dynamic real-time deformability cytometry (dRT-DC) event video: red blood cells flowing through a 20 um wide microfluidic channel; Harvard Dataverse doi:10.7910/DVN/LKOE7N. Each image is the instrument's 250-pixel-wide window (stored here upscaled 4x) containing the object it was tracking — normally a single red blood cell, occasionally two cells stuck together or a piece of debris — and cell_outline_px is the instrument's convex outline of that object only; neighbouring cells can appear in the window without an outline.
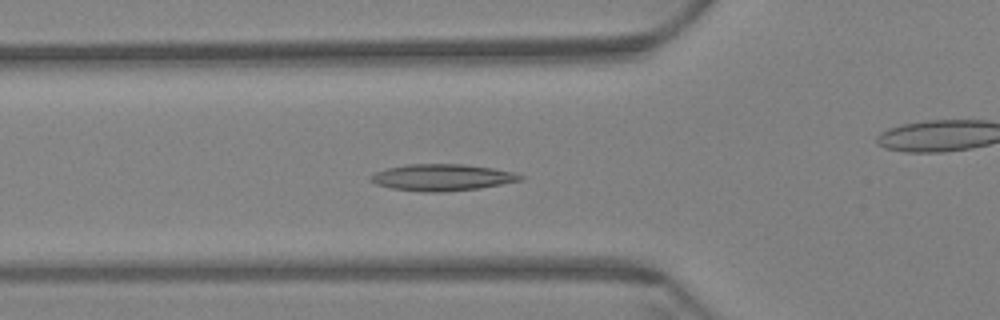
{"species": "Egyptian fruit bat (a non-hibernating species)", "species_latin": "Rousettus aegyptiacus", "temperature_condition": "warm", "stored_images_in_passage": 61, "camera_frame_rate_fps": 3000, "um_per_image_px": 0.085, "animal": {"sex": "female"}, "frame": {"image": 1, "passage_image": 21, "time_ms": 6.667, "image_size_px": [1000, 320], "cell_outline_px": [[524, 180], [480, 188], [444, 192], [424, 192], [392, 188], [376, 184], [368, 180], [368, 176], [376, 172], [388, 168], [408, 164], [464, 164], [492, 168], [512, 172], [524, 176]], "centroid_in_image_um": [37.57, 15.08], "position_along_channel_um": 88.2, "area_um2": 23.24}}
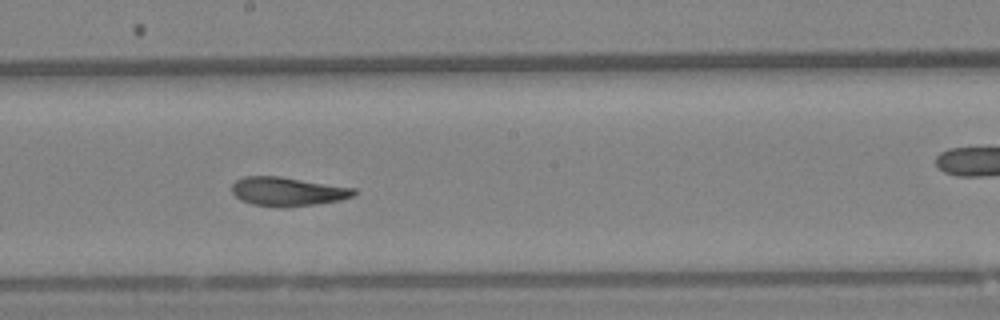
{"frame": {"image": 2, "passage_image": 33, "time_ms": 10.667, "image_size_px": [1000, 320], "cell_outline_px": [[356, 196], [340, 200], [284, 208], [252, 204], [240, 200], [232, 192], [232, 184], [236, 180], [244, 176], [280, 176], [356, 188]], "centroid_in_image_um": [24.45, 16.27], "position_along_channel_um": 223.7, "area_um2": 20.63}}
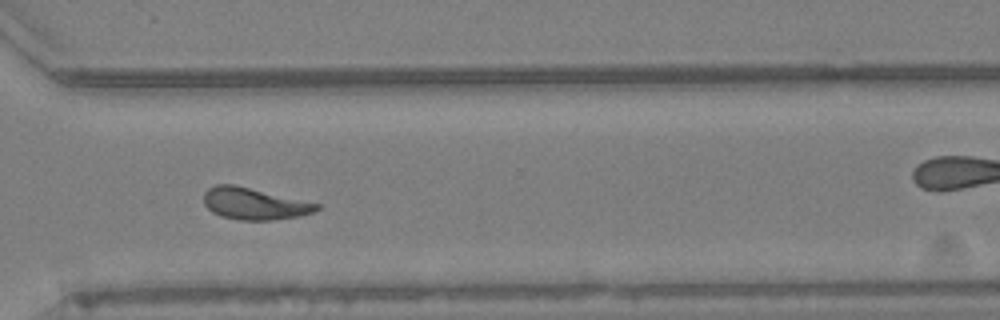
{"frame": {"image": 3, "passage_image": 44, "time_ms": 14.333, "image_size_px": [1000, 320], "cell_outline_px": [[320, 208], [316, 212], [300, 216], [272, 220], [240, 220], [220, 216], [212, 212], [204, 204], [204, 192], [208, 188], [216, 184], [232, 184], [320, 204]], "centroid_in_image_um": [21.6, 17.32], "position_along_channel_um": 349.0, "area_um2": 20.81}, "authors_computed_cell_mechanics": {"area_um2": 21.097, "velocity_mm_per_s": 3.4031, "shape_relaxation_time_tau1_ms": null, "shape_relaxation_time_tau2_ms": 2.7193, "deformation_change_tau1": null, "deformation_change_tau2": 0.1047}}